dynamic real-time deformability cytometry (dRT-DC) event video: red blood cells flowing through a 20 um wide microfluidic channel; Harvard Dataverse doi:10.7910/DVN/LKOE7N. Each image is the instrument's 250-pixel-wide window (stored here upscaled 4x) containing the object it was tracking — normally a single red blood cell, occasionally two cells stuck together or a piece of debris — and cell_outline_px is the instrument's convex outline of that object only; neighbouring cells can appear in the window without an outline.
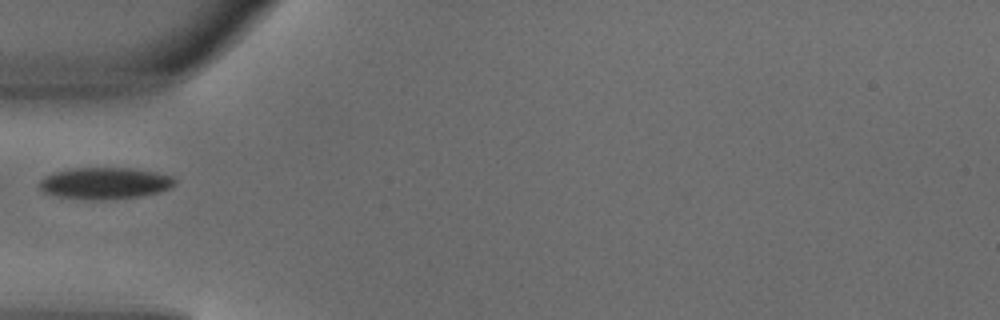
{"species": "common noctule bat (a hibernating species)", "species_latin": "Nyctalus noctula", "temperature_condition": "warm", "stored_images_in_passage": 5, "camera_frame_rate_fps": 3000, "um_per_image_px": 0.085, "animal": {"sex": "male", "body_mass_g": 18.8}, "frame": {"image": 1, "passage_image": 5, "time_ms": 1.333, "image_size_px": [1000, 320], "cell_outline_px": [[176, 184], [168, 188], [156, 192], [140, 196], [96, 200], [92, 200], [56, 196], [44, 192], [40, 188], [40, 180], [44, 176], [52, 172], [68, 168], [132, 168], [156, 172], [172, 176], [176, 180]], "centroid_in_image_um": [8.88, 15.56], "position_along_channel_um": 76.1, "area_um2": 24.91}}